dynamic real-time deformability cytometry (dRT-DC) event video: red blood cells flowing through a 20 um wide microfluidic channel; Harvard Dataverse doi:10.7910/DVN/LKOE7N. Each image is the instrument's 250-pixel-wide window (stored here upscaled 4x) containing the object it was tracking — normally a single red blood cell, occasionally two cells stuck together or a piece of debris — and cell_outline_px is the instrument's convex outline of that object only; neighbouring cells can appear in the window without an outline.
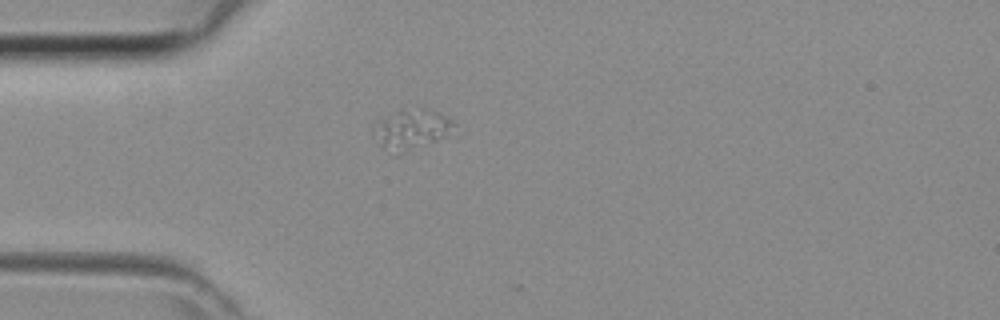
{"species": "common noctule bat (a hibernating species)", "species_latin": "Nyctalus noctula", "temperature_condition": "room temperature", "stored_images_in_passage": 32, "camera_frame_rate_fps": 3000, "um_per_image_px": 0.085, "animal": {"sex": "female", "body_mass_g": 29.2, "forearm_length_mm": 56.3}, "frame": {"image": 1, "passage_image": 1, "time_ms": 0.0, "image_size_px": [1000, 320], "cell_outline_px": [[452, 124], [448, 136], [396, 156], [392, 156], [372, 136], [372, 128], [376, 120], [396, 112], [420, 108], [432, 108], [452, 120]], "centroid_in_image_um": [34.9, 11.03], "position_along_channel_um": 50.1, "area_um2": 18.96}}
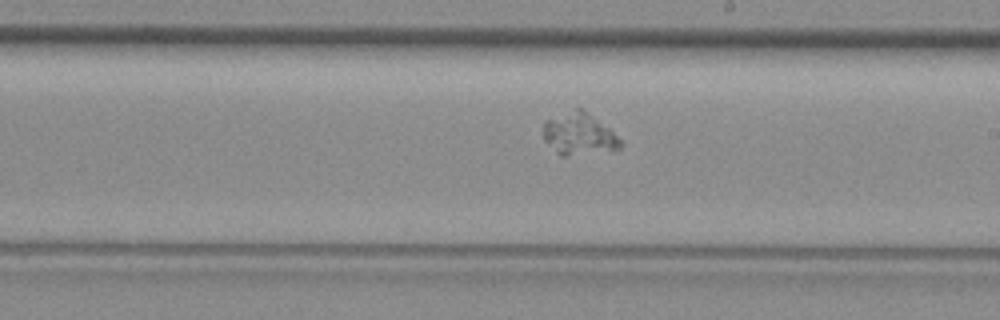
{"frame": {"image": 2, "passage_image": 14, "time_ms": 4.333, "image_size_px": [1000, 320], "cell_outline_px": [[624, 144], [620, 148], [564, 156], [560, 156], [544, 140], [544, 120], [576, 108], [580, 108], [588, 112], [608, 128]], "centroid_in_image_um": [49.18, 11.38], "position_along_channel_um": 239.8, "area_um2": 18.44}}
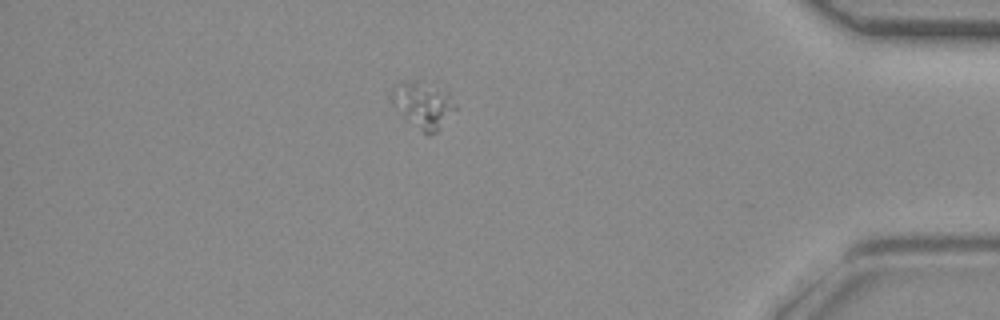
{"frame": {"image": 3, "passage_image": 27, "time_ms": 8.667, "image_size_px": [1000, 320], "cell_outline_px": [[456, 108], [436, 132], [428, 136], [404, 120], [392, 104], [388, 92], [392, 88], [404, 80], [420, 80], [448, 92], [456, 104]], "centroid_in_image_um": [35.89, 8.91], "position_along_channel_um": 399.3, "area_um2": 17.63}}